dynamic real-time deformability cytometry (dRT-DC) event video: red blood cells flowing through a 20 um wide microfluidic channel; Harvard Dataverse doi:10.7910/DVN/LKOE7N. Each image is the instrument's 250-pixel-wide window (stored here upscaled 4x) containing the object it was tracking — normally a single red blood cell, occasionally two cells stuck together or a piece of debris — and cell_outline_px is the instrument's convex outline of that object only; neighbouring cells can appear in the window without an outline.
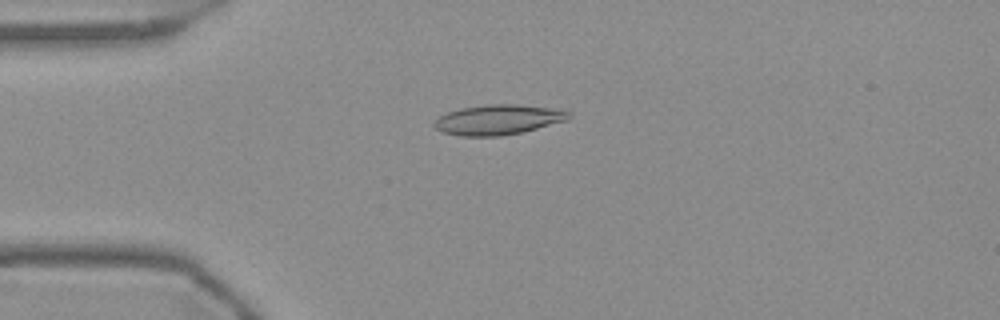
{"species": "Egyptian fruit bat (a non-hibernating species)", "species_latin": "Rousettus aegyptiacus", "temperature_condition": "warm", "stored_images_in_passage": 47, "camera_frame_rate_fps": 3000, "um_per_image_px": 0.085, "frame": {"image": 1, "passage_image": 6, "time_ms": 1.667, "image_size_px": [1000, 320], "cell_outline_px": [[572, 116], [568, 120], [524, 132], [500, 136], [460, 136], [440, 132], [432, 124], [440, 116], [448, 112], [460, 108], [484, 104], [516, 104], [556, 108], [572, 112]], "centroid_in_image_um": [42.38, 10.17], "position_along_channel_um": 42.6, "area_um2": 23.93}}
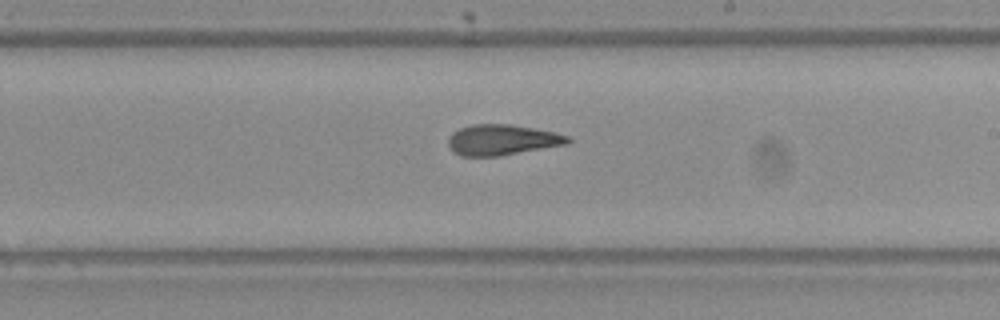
{"frame": {"image": 2, "passage_image": 24, "time_ms": 7.667, "image_size_px": [1000, 320], "cell_outline_px": [[572, 140], [568, 144], [500, 156], [460, 156], [448, 144], [448, 136], [452, 132], [460, 128], [472, 124], [508, 124], [556, 132], [568, 136]], "centroid_in_image_um": [42.69, 11.89], "position_along_channel_um": 246.3, "area_um2": 21.33}}
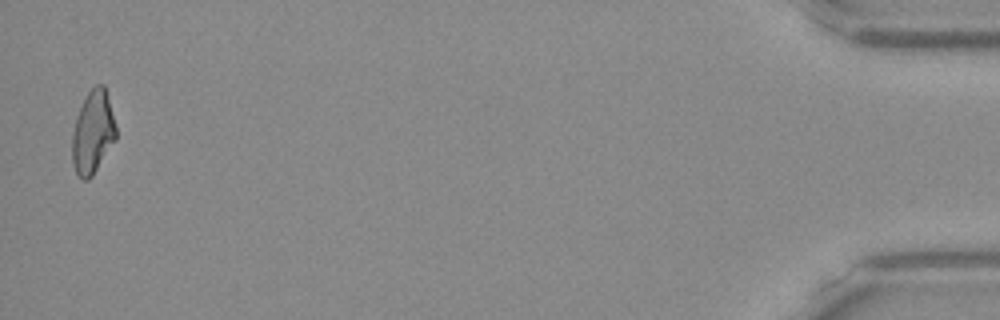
{"frame": {"image": 3, "passage_image": 46, "time_ms": 15.0, "image_size_px": [1000, 320], "cell_outline_px": [[116, 140], [92, 176], [88, 180], [84, 180], [76, 172], [72, 164], [72, 132], [76, 116], [88, 92], [96, 84], [104, 84], [116, 128]], "centroid_in_image_um": [7.88, 11.26], "position_along_channel_um": 427.3, "area_um2": 21.04}, "authors_computed_cell_mechanics": {"area_um2": 21.5016, "velocity_mm_per_s": 3.7438, "shape_relaxation_time_tau1_ms": null, "shape_relaxation_time_tau2_ms": 2.3279, "deformation_change_tau1": null, "deformation_change_tau2": 0.0971}}